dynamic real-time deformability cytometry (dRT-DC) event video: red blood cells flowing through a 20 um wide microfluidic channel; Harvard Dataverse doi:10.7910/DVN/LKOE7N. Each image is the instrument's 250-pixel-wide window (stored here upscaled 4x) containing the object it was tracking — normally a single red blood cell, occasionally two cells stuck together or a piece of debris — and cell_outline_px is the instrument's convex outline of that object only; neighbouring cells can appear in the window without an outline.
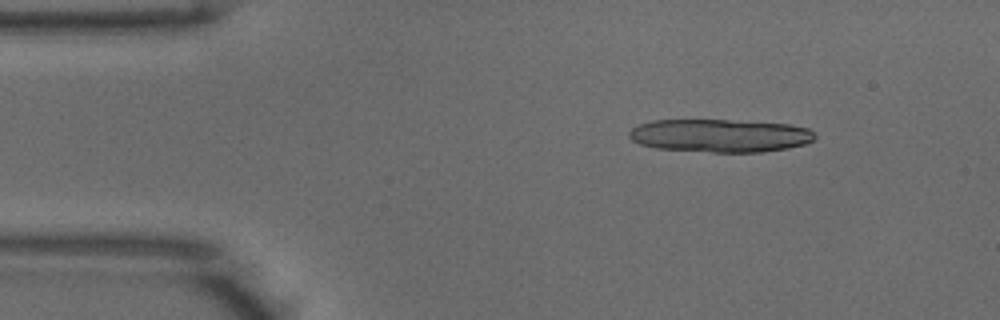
{"species": "common noctule bat (a hibernating species)", "species_latin": "Nyctalus noctula", "temperature_condition": "warm", "stored_images_in_passage": 3, "camera_frame_rate_fps": 3000, "um_per_image_px": 0.085, "animal": {"sex": "male", "body_mass_g": 18.8}, "frame": {"image": 1, "passage_image": 1, "time_ms": 0.0, "image_size_px": [1000, 320], "cell_outline_px": [[816, 136], [812, 140], [804, 144], [788, 148], [764, 152], [712, 152], [656, 148], [640, 144], [632, 140], [628, 136], [628, 132], [632, 128], [640, 124], [652, 120], [728, 120], [788, 124], [808, 128]], "centroid_in_image_um": [61.18, 11.53], "position_along_channel_um": 23.8, "area_um2": 35.72}}